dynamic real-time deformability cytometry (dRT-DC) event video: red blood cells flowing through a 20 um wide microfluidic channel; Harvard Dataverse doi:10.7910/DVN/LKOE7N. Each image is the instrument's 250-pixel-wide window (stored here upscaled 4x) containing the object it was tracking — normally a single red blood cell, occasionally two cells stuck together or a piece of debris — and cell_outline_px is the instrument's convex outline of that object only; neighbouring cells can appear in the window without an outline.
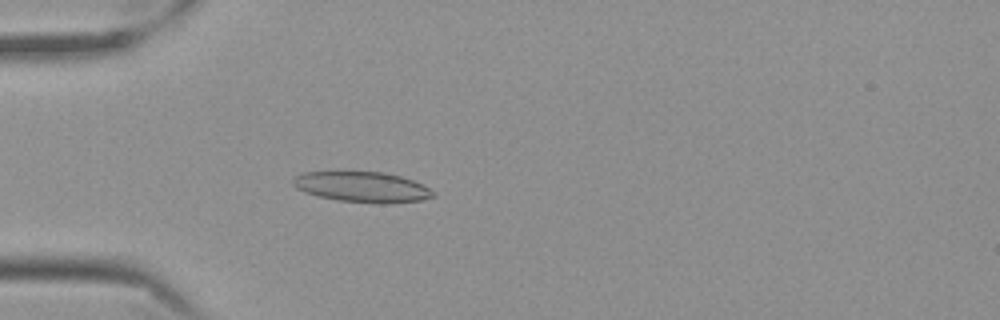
{"species": "Egyptian fruit bat (a non-hibernating species)", "species_latin": "Rousettus aegyptiacus", "temperature_condition": "cold", "stored_images_in_passage": 49, "camera_frame_rate_fps": 3000, "um_per_image_px": 0.085, "frame": {"image": 1, "passage_image": 8, "time_ms": 2.333, "image_size_px": [1000, 320], "cell_outline_px": [[436, 196], [420, 200], [388, 204], [380, 204], [340, 200], [316, 196], [304, 192], [296, 188], [292, 184], [292, 180], [296, 176], [304, 172], [384, 172], [400, 176], [424, 184]], "centroid_in_image_um": [30.78, 15.9], "position_along_channel_um": 54.2, "area_um2": 24.85}}
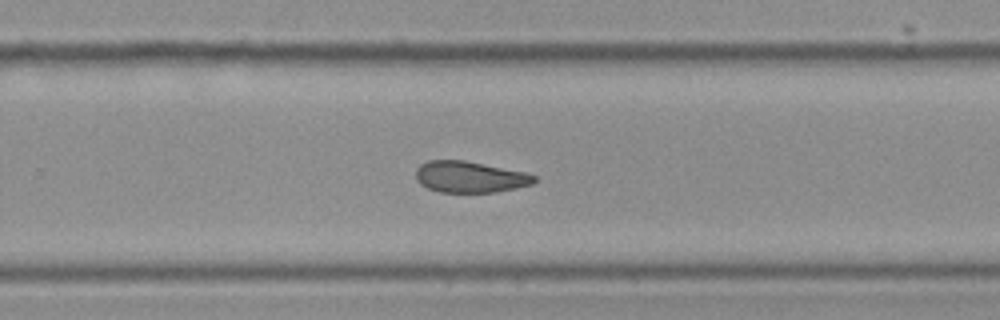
{"frame": {"image": 2, "passage_image": 29, "time_ms": 9.333, "image_size_px": [1000, 320], "cell_outline_px": [[536, 180], [532, 184], [496, 192], [440, 192], [428, 188], [420, 184], [416, 180], [416, 168], [420, 164], [428, 160], [464, 160], [524, 172], [536, 176]], "centroid_in_image_um": [39.9, 15.03], "position_along_channel_um": 289.9, "area_um2": 21.5}}
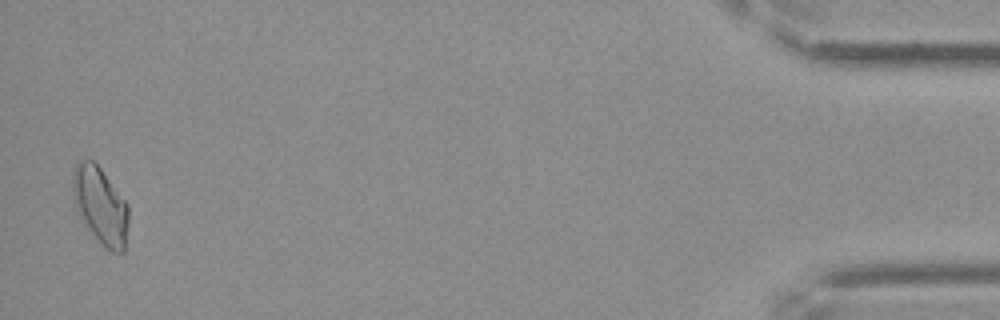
{"frame": {"image": 3, "passage_image": 48, "time_ms": 15.667, "image_size_px": [1000, 320], "cell_outline_px": [[128, 220], [124, 252], [112, 252], [104, 248], [100, 244], [88, 228], [76, 208], [72, 192], [72, 172], [76, 164], [80, 160], [92, 160], [100, 168], [128, 204]], "centroid_in_image_um": [8.53, 17.48], "position_along_channel_um": 426.7, "area_um2": 24.85}, "authors_computed_cell_mechanics": {"area_um2": 22.6576, "velocity_mm_per_s": 3.4938, "shape_relaxation_time_tau1_ms": null, "shape_relaxation_time_tau2_ms": 4.659, "deformation_change_tau1": null, "deformation_change_tau2": 0.1103}}